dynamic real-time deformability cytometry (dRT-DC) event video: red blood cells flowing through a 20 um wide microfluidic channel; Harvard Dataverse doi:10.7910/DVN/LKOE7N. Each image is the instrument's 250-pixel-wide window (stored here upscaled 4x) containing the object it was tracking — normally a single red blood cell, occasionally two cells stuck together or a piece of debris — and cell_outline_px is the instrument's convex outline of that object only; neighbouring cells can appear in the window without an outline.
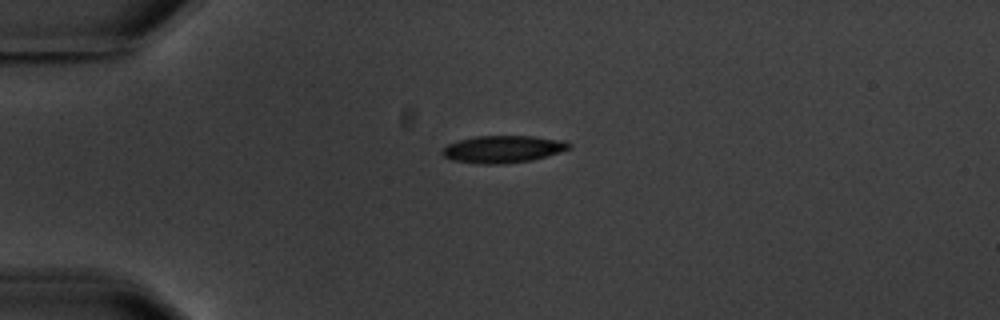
{"species": "common noctule bat (a hibernating species)", "species_latin": "Nyctalus noctula", "temperature_condition": "warm", "stored_images_in_passage": 8, "camera_frame_rate_fps": 3000, "um_per_image_px": 0.085, "animal": {"sex": "male", "body_mass_g": 20.1, "forearm_length_mm": 53.5}, "frame": {"image": 1, "passage_image": 1, "time_ms": 0.0, "image_size_px": [1000, 320], "cell_outline_px": [[572, 148], [560, 152], [532, 160], [500, 164], [480, 164], [452, 160], [444, 156], [440, 152], [448, 144], [460, 140], [476, 136], [532, 136], [568, 140], [572, 144]], "centroid_in_image_um": [42.8, 12.67], "position_along_channel_um": 42.2, "area_um2": 20.23}}